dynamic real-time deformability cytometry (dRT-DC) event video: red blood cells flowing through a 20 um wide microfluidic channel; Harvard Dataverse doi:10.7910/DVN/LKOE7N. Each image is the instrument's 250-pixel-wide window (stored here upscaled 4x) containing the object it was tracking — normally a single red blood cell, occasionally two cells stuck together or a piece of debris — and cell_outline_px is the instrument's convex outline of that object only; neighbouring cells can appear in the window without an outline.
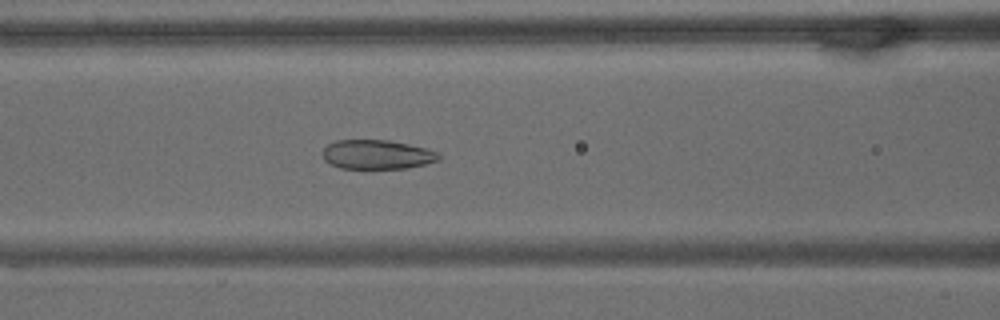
{"species": "common noctule bat (a hibernating species)", "species_latin": "Nyctalus noctula", "temperature_condition": "warm", "stored_images_in_passage": 65, "camera_frame_rate_fps": 3000, "um_per_image_px": 0.085, "animal": {"sex": "male", "body_mass_g": 15.6}, "frame": {"image": 1, "passage_image": 27, "time_ms": 8.667, "image_size_px": [1000, 320], "cell_outline_px": [[440, 160], [408, 168], [340, 168], [324, 160], [320, 152], [328, 144], [336, 140], [388, 140], [428, 148], [440, 152]], "centroid_in_image_um": [32.06, 13.13], "position_along_channel_um": 134.5, "area_um2": 19.94}}
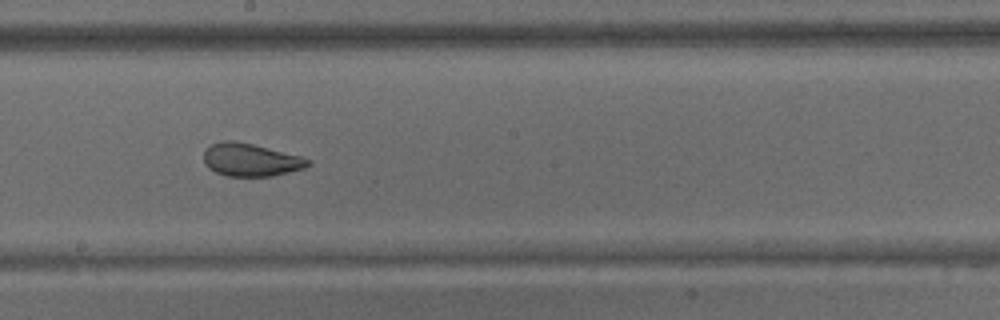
{"frame": {"image": 2, "passage_image": 36, "time_ms": 11.667, "image_size_px": [1000, 320], "cell_outline_px": [[312, 164], [304, 168], [272, 176], [228, 176], [216, 172], [208, 168], [204, 164], [204, 148], [212, 144], [224, 140], [232, 140], [252, 144], [300, 156], [312, 160]], "centroid_in_image_um": [21.29, 13.59], "position_along_channel_um": 226.9, "area_um2": 19.94}}
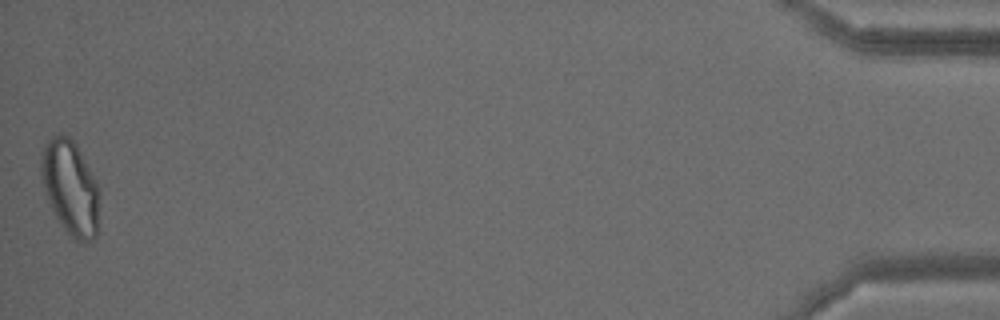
{"frame": {"image": 3, "passage_image": 65, "time_ms": 21.333, "image_size_px": [1000, 320], "cell_outline_px": [[100, 192], [96, 236], [92, 240], [72, 240], [52, 212], [44, 192], [40, 176], [40, 152], [44, 144], [52, 136], [60, 132], [68, 136], [76, 144], [100, 188]], "centroid_in_image_um": [5.94, 15.92], "position_along_channel_um": 429.3, "area_um2": 32.66}, "authors_computed_cell_mechanics": {"area_um2": 25.2586, "velocity_mm_per_s": 3.0851, "shape_relaxation_time_tau1_ms": null, "shape_relaxation_time_tau2_ms": 1.5886, "deformation_change_tau1": null, "deformation_change_tau2": 0.0794}}